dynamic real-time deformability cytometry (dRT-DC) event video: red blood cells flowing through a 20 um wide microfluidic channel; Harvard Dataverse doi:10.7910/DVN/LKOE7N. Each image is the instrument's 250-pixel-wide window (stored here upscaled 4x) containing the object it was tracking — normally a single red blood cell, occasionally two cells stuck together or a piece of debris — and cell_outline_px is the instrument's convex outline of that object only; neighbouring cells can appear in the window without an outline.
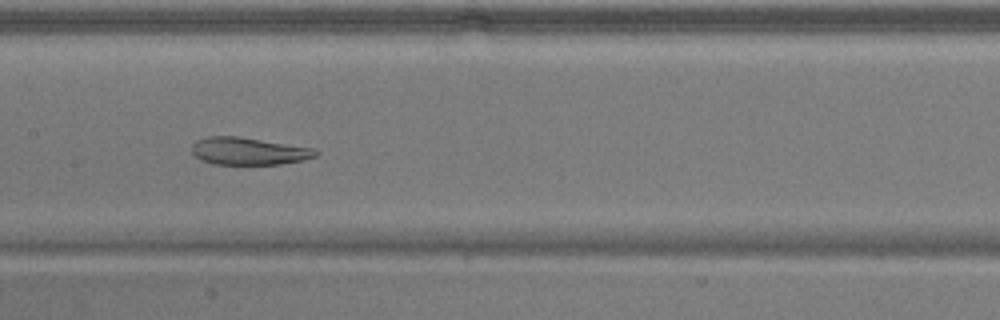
{"species": "common noctule bat (a hibernating species)", "species_latin": "Nyctalus noctula", "temperature_condition": "warm", "stored_images_in_passage": 52, "camera_frame_rate_fps": 3000, "um_per_image_px": 0.085, "animal": {"sex": "male", "body_mass_g": 17.9}, "frame": {"image": 1, "passage_image": 26, "time_ms": 8.333, "image_size_px": [1000, 320], "cell_outline_px": [[320, 152], [316, 156], [300, 160], [280, 164], [212, 164], [200, 160], [192, 152], [192, 144], [196, 140], [208, 136], [236, 136], [312, 148]], "centroid_in_image_um": [21.07, 12.85], "position_along_channel_um": 186.3, "area_um2": 19.54}}
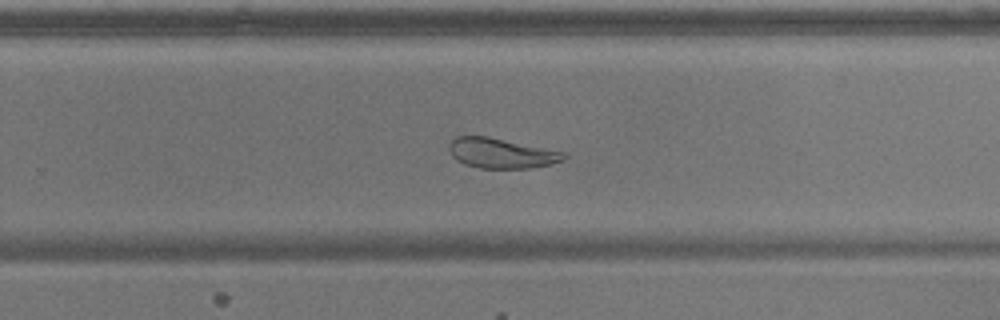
{"frame": {"image": 2, "passage_image": 34, "time_ms": 11.0, "image_size_px": [1000, 320], "cell_outline_px": [[568, 156], [564, 160], [552, 164], [528, 168], [480, 168], [464, 164], [456, 160], [452, 156], [448, 148], [448, 144], [456, 136], [488, 136], [564, 152]], "centroid_in_image_um": [42.59, 13.02], "position_along_channel_um": 287.2, "area_um2": 20.11}}
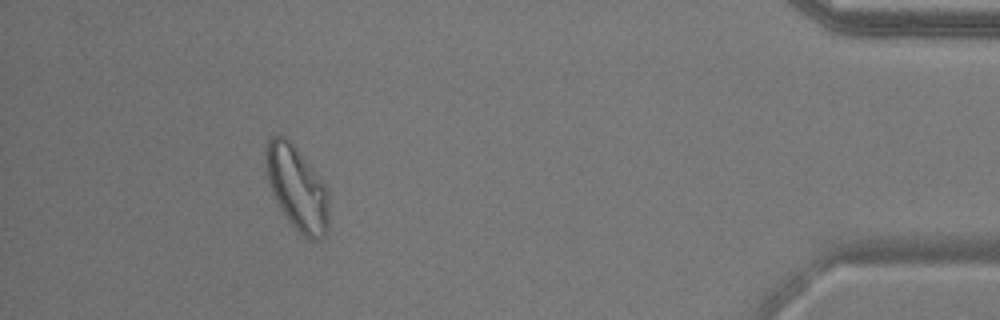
{"frame": {"image": 3, "passage_image": 48, "time_ms": 15.667, "image_size_px": [1000, 320], "cell_outline_px": [[328, 228], [324, 240], [308, 240], [288, 220], [280, 208], [272, 192], [268, 180], [264, 160], [268, 140], [272, 136], [284, 136], [296, 148], [320, 176], [328, 192]], "centroid_in_image_um": [25.26, 16.02], "position_along_channel_um": 409.9, "area_um2": 30.81}, "authors_computed_cell_mechanics": {"area_um2": 28.5243, "velocity_mm_per_s": 3.7937, "shape_relaxation_time_tau1_ms": null, "shape_relaxation_time_tau2_ms": 2.0961, "deformation_change_tau1": null, "deformation_change_tau2": 0.048}}